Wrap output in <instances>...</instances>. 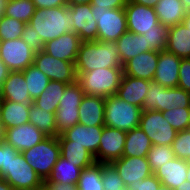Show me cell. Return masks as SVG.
I'll return each mask as SVG.
<instances>
[{"mask_svg": "<svg viewBox=\"0 0 190 190\" xmlns=\"http://www.w3.org/2000/svg\"><path fill=\"white\" fill-rule=\"evenodd\" d=\"M98 68H123L115 42H81L75 62L76 74Z\"/></svg>", "mask_w": 190, "mask_h": 190, "instance_id": "6da1fadb", "label": "cell"}, {"mask_svg": "<svg viewBox=\"0 0 190 190\" xmlns=\"http://www.w3.org/2000/svg\"><path fill=\"white\" fill-rule=\"evenodd\" d=\"M45 44L67 32H74V20L67 6L36 9L28 23Z\"/></svg>", "mask_w": 190, "mask_h": 190, "instance_id": "7a4b0ae2", "label": "cell"}, {"mask_svg": "<svg viewBox=\"0 0 190 190\" xmlns=\"http://www.w3.org/2000/svg\"><path fill=\"white\" fill-rule=\"evenodd\" d=\"M76 75L85 95L107 98L116 95L124 72L123 68H98Z\"/></svg>", "mask_w": 190, "mask_h": 190, "instance_id": "3957f363", "label": "cell"}, {"mask_svg": "<svg viewBox=\"0 0 190 190\" xmlns=\"http://www.w3.org/2000/svg\"><path fill=\"white\" fill-rule=\"evenodd\" d=\"M104 126L128 132L139 127L142 108L117 95L105 98Z\"/></svg>", "mask_w": 190, "mask_h": 190, "instance_id": "277c9868", "label": "cell"}, {"mask_svg": "<svg viewBox=\"0 0 190 190\" xmlns=\"http://www.w3.org/2000/svg\"><path fill=\"white\" fill-rule=\"evenodd\" d=\"M21 153L26 162L45 181L61 155L58 136H47L39 144Z\"/></svg>", "mask_w": 190, "mask_h": 190, "instance_id": "5b68a950", "label": "cell"}, {"mask_svg": "<svg viewBox=\"0 0 190 190\" xmlns=\"http://www.w3.org/2000/svg\"><path fill=\"white\" fill-rule=\"evenodd\" d=\"M98 28V41L116 42L127 29L124 9H106L91 6Z\"/></svg>", "mask_w": 190, "mask_h": 190, "instance_id": "8992f818", "label": "cell"}, {"mask_svg": "<svg viewBox=\"0 0 190 190\" xmlns=\"http://www.w3.org/2000/svg\"><path fill=\"white\" fill-rule=\"evenodd\" d=\"M139 127L149 137L152 145L172 146L178 132L158 110L142 111Z\"/></svg>", "mask_w": 190, "mask_h": 190, "instance_id": "52a82bcc", "label": "cell"}, {"mask_svg": "<svg viewBox=\"0 0 190 190\" xmlns=\"http://www.w3.org/2000/svg\"><path fill=\"white\" fill-rule=\"evenodd\" d=\"M1 178L6 180L14 190H32L44 184L21 152L11 159L7 172Z\"/></svg>", "mask_w": 190, "mask_h": 190, "instance_id": "ba28073f", "label": "cell"}, {"mask_svg": "<svg viewBox=\"0 0 190 190\" xmlns=\"http://www.w3.org/2000/svg\"><path fill=\"white\" fill-rule=\"evenodd\" d=\"M124 11L127 29L131 33L144 35L150 30H168L167 26L159 23L154 7L127 2Z\"/></svg>", "mask_w": 190, "mask_h": 190, "instance_id": "9c48e42d", "label": "cell"}, {"mask_svg": "<svg viewBox=\"0 0 190 190\" xmlns=\"http://www.w3.org/2000/svg\"><path fill=\"white\" fill-rule=\"evenodd\" d=\"M36 51L29 47L22 38L0 41V58L9 70L24 71L34 63Z\"/></svg>", "mask_w": 190, "mask_h": 190, "instance_id": "30bf717a", "label": "cell"}, {"mask_svg": "<svg viewBox=\"0 0 190 190\" xmlns=\"http://www.w3.org/2000/svg\"><path fill=\"white\" fill-rule=\"evenodd\" d=\"M33 65L50 80L67 84L74 83L77 80L74 63L54 58L43 50L35 53Z\"/></svg>", "mask_w": 190, "mask_h": 190, "instance_id": "8fae6325", "label": "cell"}, {"mask_svg": "<svg viewBox=\"0 0 190 190\" xmlns=\"http://www.w3.org/2000/svg\"><path fill=\"white\" fill-rule=\"evenodd\" d=\"M126 132L116 128L104 126L98 152L94 156L97 163H111L122 157Z\"/></svg>", "mask_w": 190, "mask_h": 190, "instance_id": "7c38bea8", "label": "cell"}, {"mask_svg": "<svg viewBox=\"0 0 190 190\" xmlns=\"http://www.w3.org/2000/svg\"><path fill=\"white\" fill-rule=\"evenodd\" d=\"M46 137V134L30 122L5 129L1 136L3 141L9 145H12L19 152L32 148Z\"/></svg>", "mask_w": 190, "mask_h": 190, "instance_id": "4fadbf2b", "label": "cell"}, {"mask_svg": "<svg viewBox=\"0 0 190 190\" xmlns=\"http://www.w3.org/2000/svg\"><path fill=\"white\" fill-rule=\"evenodd\" d=\"M115 167L126 187L137 184L153 174L147 157H125L111 162Z\"/></svg>", "mask_w": 190, "mask_h": 190, "instance_id": "5bb4252c", "label": "cell"}, {"mask_svg": "<svg viewBox=\"0 0 190 190\" xmlns=\"http://www.w3.org/2000/svg\"><path fill=\"white\" fill-rule=\"evenodd\" d=\"M68 12L74 20V33L81 42L98 40V28L92 11L91 4H78L68 7Z\"/></svg>", "mask_w": 190, "mask_h": 190, "instance_id": "9a60e30c", "label": "cell"}, {"mask_svg": "<svg viewBox=\"0 0 190 190\" xmlns=\"http://www.w3.org/2000/svg\"><path fill=\"white\" fill-rule=\"evenodd\" d=\"M81 40L74 32H67L44 44L43 51L50 56L75 64Z\"/></svg>", "mask_w": 190, "mask_h": 190, "instance_id": "2e32d148", "label": "cell"}, {"mask_svg": "<svg viewBox=\"0 0 190 190\" xmlns=\"http://www.w3.org/2000/svg\"><path fill=\"white\" fill-rule=\"evenodd\" d=\"M104 126H85L77 123L75 126L66 129L61 135L72 144L84 146L93 156L98 152L100 138Z\"/></svg>", "mask_w": 190, "mask_h": 190, "instance_id": "e0dca14e", "label": "cell"}, {"mask_svg": "<svg viewBox=\"0 0 190 190\" xmlns=\"http://www.w3.org/2000/svg\"><path fill=\"white\" fill-rule=\"evenodd\" d=\"M181 58L168 51L159 52L157 68L153 77L154 82L165 88H175L179 81V67Z\"/></svg>", "mask_w": 190, "mask_h": 190, "instance_id": "ac0fdd59", "label": "cell"}, {"mask_svg": "<svg viewBox=\"0 0 190 190\" xmlns=\"http://www.w3.org/2000/svg\"><path fill=\"white\" fill-rule=\"evenodd\" d=\"M159 59L158 51L142 52L123 64V72L130 77L152 81Z\"/></svg>", "mask_w": 190, "mask_h": 190, "instance_id": "d6986e66", "label": "cell"}, {"mask_svg": "<svg viewBox=\"0 0 190 190\" xmlns=\"http://www.w3.org/2000/svg\"><path fill=\"white\" fill-rule=\"evenodd\" d=\"M190 161L174 158L161 165L153 174L160 180L162 186L175 190L183 182L187 181V171Z\"/></svg>", "mask_w": 190, "mask_h": 190, "instance_id": "ffe728a7", "label": "cell"}, {"mask_svg": "<svg viewBox=\"0 0 190 190\" xmlns=\"http://www.w3.org/2000/svg\"><path fill=\"white\" fill-rule=\"evenodd\" d=\"M0 100L33 103L22 71H12L0 88Z\"/></svg>", "mask_w": 190, "mask_h": 190, "instance_id": "44dd1931", "label": "cell"}, {"mask_svg": "<svg viewBox=\"0 0 190 190\" xmlns=\"http://www.w3.org/2000/svg\"><path fill=\"white\" fill-rule=\"evenodd\" d=\"M105 98L84 95L78 107L79 123L85 126H104Z\"/></svg>", "mask_w": 190, "mask_h": 190, "instance_id": "7402d4cb", "label": "cell"}, {"mask_svg": "<svg viewBox=\"0 0 190 190\" xmlns=\"http://www.w3.org/2000/svg\"><path fill=\"white\" fill-rule=\"evenodd\" d=\"M32 103H18L0 100V128L5 129L20 126L29 122V108Z\"/></svg>", "mask_w": 190, "mask_h": 190, "instance_id": "603a6c76", "label": "cell"}, {"mask_svg": "<svg viewBox=\"0 0 190 190\" xmlns=\"http://www.w3.org/2000/svg\"><path fill=\"white\" fill-rule=\"evenodd\" d=\"M151 81L123 75L116 95L128 103L142 108Z\"/></svg>", "mask_w": 190, "mask_h": 190, "instance_id": "cb8c5ba5", "label": "cell"}, {"mask_svg": "<svg viewBox=\"0 0 190 190\" xmlns=\"http://www.w3.org/2000/svg\"><path fill=\"white\" fill-rule=\"evenodd\" d=\"M166 51L181 59L190 58V31L182 23L168 27Z\"/></svg>", "mask_w": 190, "mask_h": 190, "instance_id": "d4e9b609", "label": "cell"}, {"mask_svg": "<svg viewBox=\"0 0 190 190\" xmlns=\"http://www.w3.org/2000/svg\"><path fill=\"white\" fill-rule=\"evenodd\" d=\"M115 43L120 60L123 64L142 52L152 50L151 48H146V41L143 35L131 33L129 31L125 32Z\"/></svg>", "mask_w": 190, "mask_h": 190, "instance_id": "484cf974", "label": "cell"}, {"mask_svg": "<svg viewBox=\"0 0 190 190\" xmlns=\"http://www.w3.org/2000/svg\"><path fill=\"white\" fill-rule=\"evenodd\" d=\"M58 141L60 156L69 160L75 166L84 169L95 163L94 156L84 146L72 144V141L66 140L61 134L58 135Z\"/></svg>", "mask_w": 190, "mask_h": 190, "instance_id": "4316f807", "label": "cell"}, {"mask_svg": "<svg viewBox=\"0 0 190 190\" xmlns=\"http://www.w3.org/2000/svg\"><path fill=\"white\" fill-rule=\"evenodd\" d=\"M154 10L159 23L167 27L182 23L187 14L180 0H159Z\"/></svg>", "mask_w": 190, "mask_h": 190, "instance_id": "83f0119b", "label": "cell"}, {"mask_svg": "<svg viewBox=\"0 0 190 190\" xmlns=\"http://www.w3.org/2000/svg\"><path fill=\"white\" fill-rule=\"evenodd\" d=\"M152 147V142L146 133L137 127L126 132V141L122 156L125 157H147Z\"/></svg>", "mask_w": 190, "mask_h": 190, "instance_id": "f1b7e54d", "label": "cell"}, {"mask_svg": "<svg viewBox=\"0 0 190 190\" xmlns=\"http://www.w3.org/2000/svg\"><path fill=\"white\" fill-rule=\"evenodd\" d=\"M67 83L50 80L44 91L33 101L38 108L56 113Z\"/></svg>", "mask_w": 190, "mask_h": 190, "instance_id": "f546056e", "label": "cell"}, {"mask_svg": "<svg viewBox=\"0 0 190 190\" xmlns=\"http://www.w3.org/2000/svg\"><path fill=\"white\" fill-rule=\"evenodd\" d=\"M81 168L75 166L69 160L61 157L53 166L50 176L44 182H59L64 184H77Z\"/></svg>", "mask_w": 190, "mask_h": 190, "instance_id": "4dcf8cb0", "label": "cell"}, {"mask_svg": "<svg viewBox=\"0 0 190 190\" xmlns=\"http://www.w3.org/2000/svg\"><path fill=\"white\" fill-rule=\"evenodd\" d=\"M29 122L47 136H56L55 113L38 108L32 103L29 108Z\"/></svg>", "mask_w": 190, "mask_h": 190, "instance_id": "1f68e13d", "label": "cell"}, {"mask_svg": "<svg viewBox=\"0 0 190 190\" xmlns=\"http://www.w3.org/2000/svg\"><path fill=\"white\" fill-rule=\"evenodd\" d=\"M190 108V93L179 87L164 88L160 99V112L170 108Z\"/></svg>", "mask_w": 190, "mask_h": 190, "instance_id": "d6a6232c", "label": "cell"}, {"mask_svg": "<svg viewBox=\"0 0 190 190\" xmlns=\"http://www.w3.org/2000/svg\"><path fill=\"white\" fill-rule=\"evenodd\" d=\"M77 190H104L102 184V163L81 170Z\"/></svg>", "mask_w": 190, "mask_h": 190, "instance_id": "836d02e7", "label": "cell"}, {"mask_svg": "<svg viewBox=\"0 0 190 190\" xmlns=\"http://www.w3.org/2000/svg\"><path fill=\"white\" fill-rule=\"evenodd\" d=\"M22 72L30 97L34 101L47 87L50 79L33 64Z\"/></svg>", "mask_w": 190, "mask_h": 190, "instance_id": "e575fe53", "label": "cell"}, {"mask_svg": "<svg viewBox=\"0 0 190 190\" xmlns=\"http://www.w3.org/2000/svg\"><path fill=\"white\" fill-rule=\"evenodd\" d=\"M36 8L32 0H8L4 15L29 23Z\"/></svg>", "mask_w": 190, "mask_h": 190, "instance_id": "d590c367", "label": "cell"}, {"mask_svg": "<svg viewBox=\"0 0 190 190\" xmlns=\"http://www.w3.org/2000/svg\"><path fill=\"white\" fill-rule=\"evenodd\" d=\"M174 158H176L175 153L172 150V146L169 145H152L147 156L149 166L153 173L161 165Z\"/></svg>", "mask_w": 190, "mask_h": 190, "instance_id": "8d00e7d4", "label": "cell"}, {"mask_svg": "<svg viewBox=\"0 0 190 190\" xmlns=\"http://www.w3.org/2000/svg\"><path fill=\"white\" fill-rule=\"evenodd\" d=\"M164 119L176 131H183L190 128V108H170L162 112Z\"/></svg>", "mask_w": 190, "mask_h": 190, "instance_id": "74e56055", "label": "cell"}, {"mask_svg": "<svg viewBox=\"0 0 190 190\" xmlns=\"http://www.w3.org/2000/svg\"><path fill=\"white\" fill-rule=\"evenodd\" d=\"M24 26V22L4 15L0 19V41L20 38L22 36Z\"/></svg>", "mask_w": 190, "mask_h": 190, "instance_id": "f35d334b", "label": "cell"}, {"mask_svg": "<svg viewBox=\"0 0 190 190\" xmlns=\"http://www.w3.org/2000/svg\"><path fill=\"white\" fill-rule=\"evenodd\" d=\"M56 136L63 133L66 129L79 123L78 108L69 109L58 107L55 113Z\"/></svg>", "mask_w": 190, "mask_h": 190, "instance_id": "ab89813d", "label": "cell"}, {"mask_svg": "<svg viewBox=\"0 0 190 190\" xmlns=\"http://www.w3.org/2000/svg\"><path fill=\"white\" fill-rule=\"evenodd\" d=\"M84 95L81 85L76 80L74 83L67 85L63 95L61 96L58 107L69 109L78 108Z\"/></svg>", "mask_w": 190, "mask_h": 190, "instance_id": "60d3db41", "label": "cell"}, {"mask_svg": "<svg viewBox=\"0 0 190 190\" xmlns=\"http://www.w3.org/2000/svg\"><path fill=\"white\" fill-rule=\"evenodd\" d=\"M102 184L104 190H123L127 188L111 163H102Z\"/></svg>", "mask_w": 190, "mask_h": 190, "instance_id": "b9f144b4", "label": "cell"}, {"mask_svg": "<svg viewBox=\"0 0 190 190\" xmlns=\"http://www.w3.org/2000/svg\"><path fill=\"white\" fill-rule=\"evenodd\" d=\"M172 150L177 158L190 161V128L177 132Z\"/></svg>", "mask_w": 190, "mask_h": 190, "instance_id": "7bdbcfd3", "label": "cell"}, {"mask_svg": "<svg viewBox=\"0 0 190 190\" xmlns=\"http://www.w3.org/2000/svg\"><path fill=\"white\" fill-rule=\"evenodd\" d=\"M165 87L154 81L150 82L148 93L145 96L142 111H160L161 93Z\"/></svg>", "mask_w": 190, "mask_h": 190, "instance_id": "ee69618b", "label": "cell"}, {"mask_svg": "<svg viewBox=\"0 0 190 190\" xmlns=\"http://www.w3.org/2000/svg\"><path fill=\"white\" fill-rule=\"evenodd\" d=\"M168 30H150L144 33L146 48H151L153 51H165L167 46Z\"/></svg>", "mask_w": 190, "mask_h": 190, "instance_id": "f6af8a7d", "label": "cell"}, {"mask_svg": "<svg viewBox=\"0 0 190 190\" xmlns=\"http://www.w3.org/2000/svg\"><path fill=\"white\" fill-rule=\"evenodd\" d=\"M19 153L12 145L0 139V178L7 172L8 165L12 158Z\"/></svg>", "mask_w": 190, "mask_h": 190, "instance_id": "bcb514c9", "label": "cell"}, {"mask_svg": "<svg viewBox=\"0 0 190 190\" xmlns=\"http://www.w3.org/2000/svg\"><path fill=\"white\" fill-rule=\"evenodd\" d=\"M34 31V28L28 23L25 24L21 38L29 47L37 52L43 50L44 43Z\"/></svg>", "mask_w": 190, "mask_h": 190, "instance_id": "7dc6e473", "label": "cell"}, {"mask_svg": "<svg viewBox=\"0 0 190 190\" xmlns=\"http://www.w3.org/2000/svg\"><path fill=\"white\" fill-rule=\"evenodd\" d=\"M190 93V58L181 59L178 86Z\"/></svg>", "mask_w": 190, "mask_h": 190, "instance_id": "c3c4849f", "label": "cell"}, {"mask_svg": "<svg viewBox=\"0 0 190 190\" xmlns=\"http://www.w3.org/2000/svg\"><path fill=\"white\" fill-rule=\"evenodd\" d=\"M161 186L160 180L152 174L140 182H137V184L129 185L127 188L128 190H159Z\"/></svg>", "mask_w": 190, "mask_h": 190, "instance_id": "681fc988", "label": "cell"}, {"mask_svg": "<svg viewBox=\"0 0 190 190\" xmlns=\"http://www.w3.org/2000/svg\"><path fill=\"white\" fill-rule=\"evenodd\" d=\"M128 0H92L91 6L106 9H124Z\"/></svg>", "mask_w": 190, "mask_h": 190, "instance_id": "f907efd6", "label": "cell"}, {"mask_svg": "<svg viewBox=\"0 0 190 190\" xmlns=\"http://www.w3.org/2000/svg\"><path fill=\"white\" fill-rule=\"evenodd\" d=\"M36 9L44 8H56L60 6H66L65 0H32Z\"/></svg>", "mask_w": 190, "mask_h": 190, "instance_id": "816d5d0a", "label": "cell"}, {"mask_svg": "<svg viewBox=\"0 0 190 190\" xmlns=\"http://www.w3.org/2000/svg\"><path fill=\"white\" fill-rule=\"evenodd\" d=\"M49 190H77V184H64L59 182H44Z\"/></svg>", "mask_w": 190, "mask_h": 190, "instance_id": "f5cc1de1", "label": "cell"}, {"mask_svg": "<svg viewBox=\"0 0 190 190\" xmlns=\"http://www.w3.org/2000/svg\"><path fill=\"white\" fill-rule=\"evenodd\" d=\"M10 72L11 71L6 66L4 61L0 58V88H1L2 84L4 83V80L8 77Z\"/></svg>", "mask_w": 190, "mask_h": 190, "instance_id": "db71d44e", "label": "cell"}, {"mask_svg": "<svg viewBox=\"0 0 190 190\" xmlns=\"http://www.w3.org/2000/svg\"><path fill=\"white\" fill-rule=\"evenodd\" d=\"M159 0H128V2L137 3L143 6L155 7Z\"/></svg>", "mask_w": 190, "mask_h": 190, "instance_id": "11a10c76", "label": "cell"}, {"mask_svg": "<svg viewBox=\"0 0 190 190\" xmlns=\"http://www.w3.org/2000/svg\"><path fill=\"white\" fill-rule=\"evenodd\" d=\"M91 1L92 0H65L67 7L78 4H91Z\"/></svg>", "mask_w": 190, "mask_h": 190, "instance_id": "9f6ffc18", "label": "cell"}, {"mask_svg": "<svg viewBox=\"0 0 190 190\" xmlns=\"http://www.w3.org/2000/svg\"><path fill=\"white\" fill-rule=\"evenodd\" d=\"M0 190H14V188L6 180L0 178Z\"/></svg>", "mask_w": 190, "mask_h": 190, "instance_id": "6f0895ef", "label": "cell"}, {"mask_svg": "<svg viewBox=\"0 0 190 190\" xmlns=\"http://www.w3.org/2000/svg\"><path fill=\"white\" fill-rule=\"evenodd\" d=\"M8 0H0V19L4 16Z\"/></svg>", "mask_w": 190, "mask_h": 190, "instance_id": "680465c9", "label": "cell"}, {"mask_svg": "<svg viewBox=\"0 0 190 190\" xmlns=\"http://www.w3.org/2000/svg\"><path fill=\"white\" fill-rule=\"evenodd\" d=\"M182 24L190 31V12H188L185 18L182 20Z\"/></svg>", "mask_w": 190, "mask_h": 190, "instance_id": "91938a15", "label": "cell"}, {"mask_svg": "<svg viewBox=\"0 0 190 190\" xmlns=\"http://www.w3.org/2000/svg\"><path fill=\"white\" fill-rule=\"evenodd\" d=\"M175 190H190V182L188 181L183 182Z\"/></svg>", "mask_w": 190, "mask_h": 190, "instance_id": "94428289", "label": "cell"}, {"mask_svg": "<svg viewBox=\"0 0 190 190\" xmlns=\"http://www.w3.org/2000/svg\"><path fill=\"white\" fill-rule=\"evenodd\" d=\"M183 7L185 8V11L188 13L190 12V0H180Z\"/></svg>", "mask_w": 190, "mask_h": 190, "instance_id": "6125c7cd", "label": "cell"}, {"mask_svg": "<svg viewBox=\"0 0 190 190\" xmlns=\"http://www.w3.org/2000/svg\"><path fill=\"white\" fill-rule=\"evenodd\" d=\"M32 190H49V189L45 184H43L42 186L35 188V189H32Z\"/></svg>", "mask_w": 190, "mask_h": 190, "instance_id": "be15d7a7", "label": "cell"}, {"mask_svg": "<svg viewBox=\"0 0 190 190\" xmlns=\"http://www.w3.org/2000/svg\"><path fill=\"white\" fill-rule=\"evenodd\" d=\"M187 181L190 182V165L188 167V171H187Z\"/></svg>", "mask_w": 190, "mask_h": 190, "instance_id": "e7e4bbea", "label": "cell"}, {"mask_svg": "<svg viewBox=\"0 0 190 190\" xmlns=\"http://www.w3.org/2000/svg\"><path fill=\"white\" fill-rule=\"evenodd\" d=\"M159 190H172L169 187L161 186Z\"/></svg>", "mask_w": 190, "mask_h": 190, "instance_id": "03108f58", "label": "cell"}]
</instances>
